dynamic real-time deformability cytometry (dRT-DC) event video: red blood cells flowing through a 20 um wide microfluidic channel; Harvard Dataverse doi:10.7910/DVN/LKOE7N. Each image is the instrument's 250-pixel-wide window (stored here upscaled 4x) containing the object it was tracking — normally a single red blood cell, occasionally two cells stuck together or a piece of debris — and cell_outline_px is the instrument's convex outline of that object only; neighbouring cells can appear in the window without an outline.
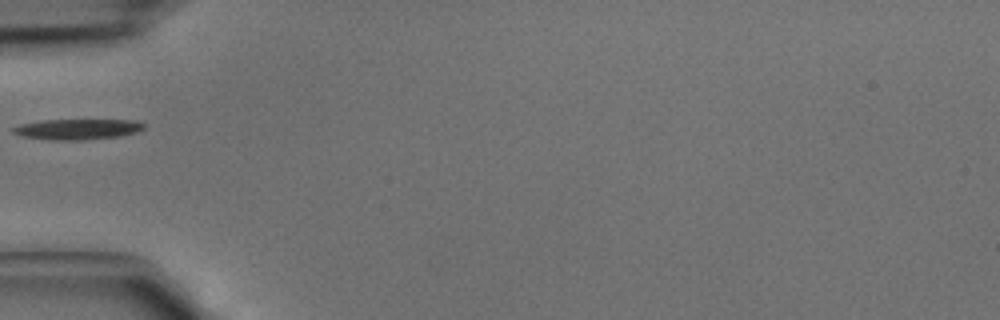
{"species": "common noctule bat (a hibernating species)", "species_latin": "Nyctalus noctula", "temperature_condition": "cold", "stored_images_in_passage": 3, "camera_frame_rate_fps": 3000, "um_per_image_px": 0.085, "animal": {"sex": "male", "body_mass_g": 15.6}, "frame": {"image": 1, "passage_image": 3, "time_ms": 0.667, "image_size_px": [1000, 320], "cell_outline_px": [[148, 124], [144, 128], [136, 132], [120, 136], [84, 140], [48, 140], [20, 136], [12, 132], [12, 128], [20, 124], [40, 120], [136, 120]], "centroid_in_image_um": [6.58, 10.98], "position_along_channel_um": 78.4, "area_um2": 15.9}}